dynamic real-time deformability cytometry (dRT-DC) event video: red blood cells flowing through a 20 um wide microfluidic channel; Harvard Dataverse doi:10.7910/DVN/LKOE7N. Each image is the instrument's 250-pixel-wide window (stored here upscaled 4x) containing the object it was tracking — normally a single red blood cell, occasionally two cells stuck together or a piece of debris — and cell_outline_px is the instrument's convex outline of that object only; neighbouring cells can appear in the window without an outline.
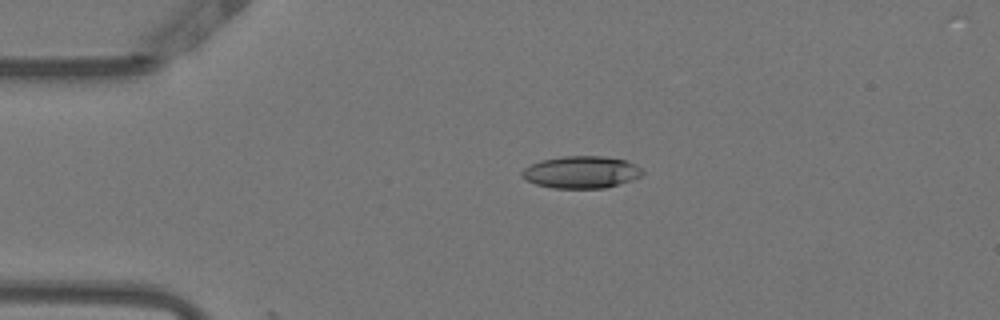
{"species": "Egyptian fruit bat (a non-hibernating species)", "species_latin": "Rousettus aegyptiacus", "temperature_condition": "warm", "stored_images_in_passage": 3, "camera_frame_rate_fps": 3000, "um_per_image_px": 0.085, "animal": {"sex": "female"}, "frame": {"image": 1, "passage_image": 1, "time_ms": 0.0, "image_size_px": [1000, 320], "cell_outline_px": [[644, 172], [640, 176], [632, 180], [604, 188], [552, 188], [536, 184], [520, 176], [520, 172], [524, 168], [540, 160], [564, 156], [604, 156], [628, 160], [636, 164]], "centroid_in_image_um": [49.41, 14.62], "position_along_channel_um": 35.6, "area_um2": 22.66}}